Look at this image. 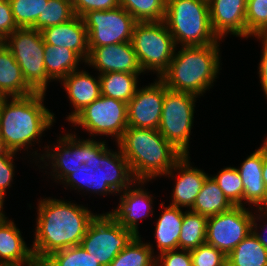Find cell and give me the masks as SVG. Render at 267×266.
Wrapping results in <instances>:
<instances>
[{
    "mask_svg": "<svg viewBox=\"0 0 267 266\" xmlns=\"http://www.w3.org/2000/svg\"><path fill=\"white\" fill-rule=\"evenodd\" d=\"M85 67L84 64L79 70L73 71L59 82L66 93L69 106H72V110L64 119L66 123L101 95L99 74L95 72L93 76L90 74L91 71L86 70L88 67Z\"/></svg>",
    "mask_w": 267,
    "mask_h": 266,
    "instance_id": "d6986e66",
    "label": "cell"
},
{
    "mask_svg": "<svg viewBox=\"0 0 267 266\" xmlns=\"http://www.w3.org/2000/svg\"><path fill=\"white\" fill-rule=\"evenodd\" d=\"M155 266H193L192 257L188 250H171L156 256Z\"/></svg>",
    "mask_w": 267,
    "mask_h": 266,
    "instance_id": "b9f144b4",
    "label": "cell"
},
{
    "mask_svg": "<svg viewBox=\"0 0 267 266\" xmlns=\"http://www.w3.org/2000/svg\"><path fill=\"white\" fill-rule=\"evenodd\" d=\"M17 29L9 0H0V40L4 41Z\"/></svg>",
    "mask_w": 267,
    "mask_h": 266,
    "instance_id": "7bdbcfd3",
    "label": "cell"
},
{
    "mask_svg": "<svg viewBox=\"0 0 267 266\" xmlns=\"http://www.w3.org/2000/svg\"><path fill=\"white\" fill-rule=\"evenodd\" d=\"M199 97L186 92L168 89L165 95L158 131L183 155L190 154L195 122L196 103Z\"/></svg>",
    "mask_w": 267,
    "mask_h": 266,
    "instance_id": "ba28073f",
    "label": "cell"
},
{
    "mask_svg": "<svg viewBox=\"0 0 267 266\" xmlns=\"http://www.w3.org/2000/svg\"><path fill=\"white\" fill-rule=\"evenodd\" d=\"M190 254L193 266H227V256L207 243L191 250Z\"/></svg>",
    "mask_w": 267,
    "mask_h": 266,
    "instance_id": "74e56055",
    "label": "cell"
},
{
    "mask_svg": "<svg viewBox=\"0 0 267 266\" xmlns=\"http://www.w3.org/2000/svg\"><path fill=\"white\" fill-rule=\"evenodd\" d=\"M167 0H120L124 8L137 22L164 21Z\"/></svg>",
    "mask_w": 267,
    "mask_h": 266,
    "instance_id": "1f68e13d",
    "label": "cell"
},
{
    "mask_svg": "<svg viewBox=\"0 0 267 266\" xmlns=\"http://www.w3.org/2000/svg\"><path fill=\"white\" fill-rule=\"evenodd\" d=\"M14 20L19 28H32L43 13L48 0H9Z\"/></svg>",
    "mask_w": 267,
    "mask_h": 266,
    "instance_id": "d590c367",
    "label": "cell"
},
{
    "mask_svg": "<svg viewBox=\"0 0 267 266\" xmlns=\"http://www.w3.org/2000/svg\"><path fill=\"white\" fill-rule=\"evenodd\" d=\"M42 263L45 266H102L80 245L54 252Z\"/></svg>",
    "mask_w": 267,
    "mask_h": 266,
    "instance_id": "e575fe53",
    "label": "cell"
},
{
    "mask_svg": "<svg viewBox=\"0 0 267 266\" xmlns=\"http://www.w3.org/2000/svg\"><path fill=\"white\" fill-rule=\"evenodd\" d=\"M227 266H267V249L251 232L229 253Z\"/></svg>",
    "mask_w": 267,
    "mask_h": 266,
    "instance_id": "f1b7e54d",
    "label": "cell"
},
{
    "mask_svg": "<svg viewBox=\"0 0 267 266\" xmlns=\"http://www.w3.org/2000/svg\"><path fill=\"white\" fill-rule=\"evenodd\" d=\"M256 40L258 42H260L261 44V57L260 60L258 62V66H257V74H258V79L259 82L261 84V91L263 92L262 95L264 96L265 99H267V43L261 38V37H253V40Z\"/></svg>",
    "mask_w": 267,
    "mask_h": 266,
    "instance_id": "7dc6e473",
    "label": "cell"
},
{
    "mask_svg": "<svg viewBox=\"0 0 267 266\" xmlns=\"http://www.w3.org/2000/svg\"><path fill=\"white\" fill-rule=\"evenodd\" d=\"M267 31V0H247L246 40L260 37Z\"/></svg>",
    "mask_w": 267,
    "mask_h": 266,
    "instance_id": "8d00e7d4",
    "label": "cell"
},
{
    "mask_svg": "<svg viewBox=\"0 0 267 266\" xmlns=\"http://www.w3.org/2000/svg\"><path fill=\"white\" fill-rule=\"evenodd\" d=\"M207 220L208 217L204 215L184 211L179 249L191 251L206 243Z\"/></svg>",
    "mask_w": 267,
    "mask_h": 266,
    "instance_id": "f546056e",
    "label": "cell"
},
{
    "mask_svg": "<svg viewBox=\"0 0 267 266\" xmlns=\"http://www.w3.org/2000/svg\"><path fill=\"white\" fill-rule=\"evenodd\" d=\"M86 67L98 74L107 72H125L145 75L136 57L131 42L111 44L100 47H89Z\"/></svg>",
    "mask_w": 267,
    "mask_h": 266,
    "instance_id": "e0dca14e",
    "label": "cell"
},
{
    "mask_svg": "<svg viewBox=\"0 0 267 266\" xmlns=\"http://www.w3.org/2000/svg\"><path fill=\"white\" fill-rule=\"evenodd\" d=\"M224 168L215 174H209L224 195L234 206H243L244 186L239 171L233 165L223 166Z\"/></svg>",
    "mask_w": 267,
    "mask_h": 266,
    "instance_id": "d6a6232c",
    "label": "cell"
},
{
    "mask_svg": "<svg viewBox=\"0 0 267 266\" xmlns=\"http://www.w3.org/2000/svg\"><path fill=\"white\" fill-rule=\"evenodd\" d=\"M261 223V224H260ZM252 233L267 249V207L254 209L252 220Z\"/></svg>",
    "mask_w": 267,
    "mask_h": 266,
    "instance_id": "f6af8a7d",
    "label": "cell"
},
{
    "mask_svg": "<svg viewBox=\"0 0 267 266\" xmlns=\"http://www.w3.org/2000/svg\"><path fill=\"white\" fill-rule=\"evenodd\" d=\"M90 193L91 196L94 195L96 197L118 195L106 182H104L103 169L101 167L96 170L91 168Z\"/></svg>",
    "mask_w": 267,
    "mask_h": 266,
    "instance_id": "ee69618b",
    "label": "cell"
},
{
    "mask_svg": "<svg viewBox=\"0 0 267 266\" xmlns=\"http://www.w3.org/2000/svg\"><path fill=\"white\" fill-rule=\"evenodd\" d=\"M85 62L72 50L45 43L44 66L47 76L56 84ZM82 65V66H81Z\"/></svg>",
    "mask_w": 267,
    "mask_h": 266,
    "instance_id": "484cf974",
    "label": "cell"
},
{
    "mask_svg": "<svg viewBox=\"0 0 267 266\" xmlns=\"http://www.w3.org/2000/svg\"><path fill=\"white\" fill-rule=\"evenodd\" d=\"M108 140L88 138V158L85 165L96 170L102 165V150L107 146Z\"/></svg>",
    "mask_w": 267,
    "mask_h": 266,
    "instance_id": "bcb514c9",
    "label": "cell"
},
{
    "mask_svg": "<svg viewBox=\"0 0 267 266\" xmlns=\"http://www.w3.org/2000/svg\"><path fill=\"white\" fill-rule=\"evenodd\" d=\"M156 256L142 235L131 242L112 260L109 266H155Z\"/></svg>",
    "mask_w": 267,
    "mask_h": 266,
    "instance_id": "4dcf8cb0",
    "label": "cell"
},
{
    "mask_svg": "<svg viewBox=\"0 0 267 266\" xmlns=\"http://www.w3.org/2000/svg\"><path fill=\"white\" fill-rule=\"evenodd\" d=\"M17 225L7 215L0 218V266H32L37 262Z\"/></svg>",
    "mask_w": 267,
    "mask_h": 266,
    "instance_id": "44dd1931",
    "label": "cell"
},
{
    "mask_svg": "<svg viewBox=\"0 0 267 266\" xmlns=\"http://www.w3.org/2000/svg\"><path fill=\"white\" fill-rule=\"evenodd\" d=\"M116 148L107 145L102 150V165L104 182H106L117 194L125 191L136 179L130 169L128 161L122 155L117 144Z\"/></svg>",
    "mask_w": 267,
    "mask_h": 266,
    "instance_id": "d4e9b609",
    "label": "cell"
},
{
    "mask_svg": "<svg viewBox=\"0 0 267 266\" xmlns=\"http://www.w3.org/2000/svg\"><path fill=\"white\" fill-rule=\"evenodd\" d=\"M154 181L136 180L125 191L117 195L118 202L111 211H106L125 229L131 230L136 236L141 235L138 225L146 218L155 217L154 199L156 195L145 186ZM153 216V217H152Z\"/></svg>",
    "mask_w": 267,
    "mask_h": 266,
    "instance_id": "5bb4252c",
    "label": "cell"
},
{
    "mask_svg": "<svg viewBox=\"0 0 267 266\" xmlns=\"http://www.w3.org/2000/svg\"><path fill=\"white\" fill-rule=\"evenodd\" d=\"M254 210L244 206L208 217L206 243L226 256L252 232Z\"/></svg>",
    "mask_w": 267,
    "mask_h": 266,
    "instance_id": "4fadbf2b",
    "label": "cell"
},
{
    "mask_svg": "<svg viewBox=\"0 0 267 266\" xmlns=\"http://www.w3.org/2000/svg\"><path fill=\"white\" fill-rule=\"evenodd\" d=\"M148 85H139L133 98L127 103L128 127L156 129L163 109L165 84L154 78Z\"/></svg>",
    "mask_w": 267,
    "mask_h": 266,
    "instance_id": "9a60e30c",
    "label": "cell"
},
{
    "mask_svg": "<svg viewBox=\"0 0 267 266\" xmlns=\"http://www.w3.org/2000/svg\"><path fill=\"white\" fill-rule=\"evenodd\" d=\"M222 42L220 39L204 46H177L160 79L168 89L205 97L204 94L216 85L223 68Z\"/></svg>",
    "mask_w": 267,
    "mask_h": 266,
    "instance_id": "3957f363",
    "label": "cell"
},
{
    "mask_svg": "<svg viewBox=\"0 0 267 266\" xmlns=\"http://www.w3.org/2000/svg\"><path fill=\"white\" fill-rule=\"evenodd\" d=\"M131 44L144 74L156 78L168 69L177 47L164 21L137 22Z\"/></svg>",
    "mask_w": 267,
    "mask_h": 266,
    "instance_id": "52a82bcc",
    "label": "cell"
},
{
    "mask_svg": "<svg viewBox=\"0 0 267 266\" xmlns=\"http://www.w3.org/2000/svg\"><path fill=\"white\" fill-rule=\"evenodd\" d=\"M264 161V139L262 144L244 161L236 166L241 176L243 191V206L252 209L267 207V192L262 178Z\"/></svg>",
    "mask_w": 267,
    "mask_h": 266,
    "instance_id": "ffe728a7",
    "label": "cell"
},
{
    "mask_svg": "<svg viewBox=\"0 0 267 266\" xmlns=\"http://www.w3.org/2000/svg\"><path fill=\"white\" fill-rule=\"evenodd\" d=\"M65 129L63 130L65 133L61 131L59 136L56 135V141H53V144H44L43 157L39 165H36L39 172H43L44 176L48 175L46 178L56 185H59L69 174L76 172L88 158V138L84 136L81 138L80 133Z\"/></svg>",
    "mask_w": 267,
    "mask_h": 266,
    "instance_id": "9c48e42d",
    "label": "cell"
},
{
    "mask_svg": "<svg viewBox=\"0 0 267 266\" xmlns=\"http://www.w3.org/2000/svg\"><path fill=\"white\" fill-rule=\"evenodd\" d=\"M6 197H4L1 193H0V216H6L7 213H5V202H6Z\"/></svg>",
    "mask_w": 267,
    "mask_h": 266,
    "instance_id": "f907efd6",
    "label": "cell"
},
{
    "mask_svg": "<svg viewBox=\"0 0 267 266\" xmlns=\"http://www.w3.org/2000/svg\"><path fill=\"white\" fill-rule=\"evenodd\" d=\"M46 94L35 92L25 97L3 98L0 106L1 138L12 152H27V163L30 161L34 165H38L43 157L40 143L45 132L57 121L53 110L45 105Z\"/></svg>",
    "mask_w": 267,
    "mask_h": 266,
    "instance_id": "7a4b0ae2",
    "label": "cell"
},
{
    "mask_svg": "<svg viewBox=\"0 0 267 266\" xmlns=\"http://www.w3.org/2000/svg\"><path fill=\"white\" fill-rule=\"evenodd\" d=\"M35 91L27 84L10 49L0 44V95L4 98L25 97Z\"/></svg>",
    "mask_w": 267,
    "mask_h": 266,
    "instance_id": "cb8c5ba5",
    "label": "cell"
},
{
    "mask_svg": "<svg viewBox=\"0 0 267 266\" xmlns=\"http://www.w3.org/2000/svg\"><path fill=\"white\" fill-rule=\"evenodd\" d=\"M3 98L4 97L0 95V106H1V102H2Z\"/></svg>",
    "mask_w": 267,
    "mask_h": 266,
    "instance_id": "db71d44e",
    "label": "cell"
},
{
    "mask_svg": "<svg viewBox=\"0 0 267 266\" xmlns=\"http://www.w3.org/2000/svg\"><path fill=\"white\" fill-rule=\"evenodd\" d=\"M20 154L16 155H3L0 156V193L5 197L7 196V191L12 188V184H14L15 170H17V166L15 164L16 159H24L26 160L28 157L23 155L22 158L17 157ZM15 160V161H14Z\"/></svg>",
    "mask_w": 267,
    "mask_h": 266,
    "instance_id": "ab89813d",
    "label": "cell"
},
{
    "mask_svg": "<svg viewBox=\"0 0 267 266\" xmlns=\"http://www.w3.org/2000/svg\"><path fill=\"white\" fill-rule=\"evenodd\" d=\"M68 125L75 130L70 129L71 132L80 129L81 133H86L90 139H111L116 144L128 127L127 103L100 95L78 112Z\"/></svg>",
    "mask_w": 267,
    "mask_h": 266,
    "instance_id": "8992f818",
    "label": "cell"
},
{
    "mask_svg": "<svg viewBox=\"0 0 267 266\" xmlns=\"http://www.w3.org/2000/svg\"><path fill=\"white\" fill-rule=\"evenodd\" d=\"M208 2L211 26L217 37L223 41L229 35L246 40L247 0H208Z\"/></svg>",
    "mask_w": 267,
    "mask_h": 266,
    "instance_id": "ac0fdd59",
    "label": "cell"
},
{
    "mask_svg": "<svg viewBox=\"0 0 267 266\" xmlns=\"http://www.w3.org/2000/svg\"><path fill=\"white\" fill-rule=\"evenodd\" d=\"M3 43L10 49L21 68L27 84L35 91L46 93L53 82L44 66L45 43L40 30L19 28Z\"/></svg>",
    "mask_w": 267,
    "mask_h": 266,
    "instance_id": "30bf717a",
    "label": "cell"
},
{
    "mask_svg": "<svg viewBox=\"0 0 267 266\" xmlns=\"http://www.w3.org/2000/svg\"><path fill=\"white\" fill-rule=\"evenodd\" d=\"M38 198L33 229L32 250L37 262L52 253L80 245L90 222L98 214L75 200L52 196Z\"/></svg>",
    "mask_w": 267,
    "mask_h": 266,
    "instance_id": "6da1fadb",
    "label": "cell"
},
{
    "mask_svg": "<svg viewBox=\"0 0 267 266\" xmlns=\"http://www.w3.org/2000/svg\"><path fill=\"white\" fill-rule=\"evenodd\" d=\"M91 167L81 164L76 172L69 174L61 183L62 187L70 192L74 191L83 196H90Z\"/></svg>",
    "mask_w": 267,
    "mask_h": 266,
    "instance_id": "f35d334b",
    "label": "cell"
},
{
    "mask_svg": "<svg viewBox=\"0 0 267 266\" xmlns=\"http://www.w3.org/2000/svg\"><path fill=\"white\" fill-rule=\"evenodd\" d=\"M101 95L128 103L141 84L138 74L107 72L99 74ZM140 80V81H139Z\"/></svg>",
    "mask_w": 267,
    "mask_h": 266,
    "instance_id": "83f0119b",
    "label": "cell"
},
{
    "mask_svg": "<svg viewBox=\"0 0 267 266\" xmlns=\"http://www.w3.org/2000/svg\"><path fill=\"white\" fill-rule=\"evenodd\" d=\"M88 47L131 42L137 21L121 6L105 11H88L83 16Z\"/></svg>",
    "mask_w": 267,
    "mask_h": 266,
    "instance_id": "7c38bea8",
    "label": "cell"
},
{
    "mask_svg": "<svg viewBox=\"0 0 267 266\" xmlns=\"http://www.w3.org/2000/svg\"><path fill=\"white\" fill-rule=\"evenodd\" d=\"M260 37L267 43V31Z\"/></svg>",
    "mask_w": 267,
    "mask_h": 266,
    "instance_id": "816d5d0a",
    "label": "cell"
},
{
    "mask_svg": "<svg viewBox=\"0 0 267 266\" xmlns=\"http://www.w3.org/2000/svg\"><path fill=\"white\" fill-rule=\"evenodd\" d=\"M46 44L74 51L84 62L89 55L88 33L83 18L74 16L70 21L41 30Z\"/></svg>",
    "mask_w": 267,
    "mask_h": 266,
    "instance_id": "603a6c76",
    "label": "cell"
},
{
    "mask_svg": "<svg viewBox=\"0 0 267 266\" xmlns=\"http://www.w3.org/2000/svg\"><path fill=\"white\" fill-rule=\"evenodd\" d=\"M116 144L136 180L160 179L184 156L156 129L127 127Z\"/></svg>",
    "mask_w": 267,
    "mask_h": 266,
    "instance_id": "277c9868",
    "label": "cell"
},
{
    "mask_svg": "<svg viewBox=\"0 0 267 266\" xmlns=\"http://www.w3.org/2000/svg\"><path fill=\"white\" fill-rule=\"evenodd\" d=\"M75 16L72 2L69 0H48L32 27L34 30H43L50 26L70 21Z\"/></svg>",
    "mask_w": 267,
    "mask_h": 266,
    "instance_id": "836d02e7",
    "label": "cell"
},
{
    "mask_svg": "<svg viewBox=\"0 0 267 266\" xmlns=\"http://www.w3.org/2000/svg\"><path fill=\"white\" fill-rule=\"evenodd\" d=\"M264 161L262 167V178L267 192V136H264Z\"/></svg>",
    "mask_w": 267,
    "mask_h": 266,
    "instance_id": "c3c4849f",
    "label": "cell"
},
{
    "mask_svg": "<svg viewBox=\"0 0 267 266\" xmlns=\"http://www.w3.org/2000/svg\"><path fill=\"white\" fill-rule=\"evenodd\" d=\"M135 236L131 230L125 229L107 212L98 211L90 222L80 246L102 266H109Z\"/></svg>",
    "mask_w": 267,
    "mask_h": 266,
    "instance_id": "8fae6325",
    "label": "cell"
},
{
    "mask_svg": "<svg viewBox=\"0 0 267 266\" xmlns=\"http://www.w3.org/2000/svg\"><path fill=\"white\" fill-rule=\"evenodd\" d=\"M76 16L82 17L88 11H105L120 6V0H72Z\"/></svg>",
    "mask_w": 267,
    "mask_h": 266,
    "instance_id": "60d3db41",
    "label": "cell"
},
{
    "mask_svg": "<svg viewBox=\"0 0 267 266\" xmlns=\"http://www.w3.org/2000/svg\"><path fill=\"white\" fill-rule=\"evenodd\" d=\"M164 22L176 46H204L218 42L208 0H167Z\"/></svg>",
    "mask_w": 267,
    "mask_h": 266,
    "instance_id": "5b68a950",
    "label": "cell"
},
{
    "mask_svg": "<svg viewBox=\"0 0 267 266\" xmlns=\"http://www.w3.org/2000/svg\"><path fill=\"white\" fill-rule=\"evenodd\" d=\"M190 155H184L162 178L173 180L170 205L190 210L209 176L204 169L194 166ZM171 178V179H170Z\"/></svg>",
    "mask_w": 267,
    "mask_h": 266,
    "instance_id": "2e32d148",
    "label": "cell"
},
{
    "mask_svg": "<svg viewBox=\"0 0 267 266\" xmlns=\"http://www.w3.org/2000/svg\"><path fill=\"white\" fill-rule=\"evenodd\" d=\"M17 153L12 152L8 146L6 145L5 141L0 136V156L3 155H16Z\"/></svg>",
    "mask_w": 267,
    "mask_h": 266,
    "instance_id": "681fc988",
    "label": "cell"
},
{
    "mask_svg": "<svg viewBox=\"0 0 267 266\" xmlns=\"http://www.w3.org/2000/svg\"><path fill=\"white\" fill-rule=\"evenodd\" d=\"M158 205H160L159 210L161 208L162 210L159 217L157 214L155 218V228L153 229L155 239L153 242L146 241L155 256L166 251L179 249V237L185 210L170 204L166 205L164 201H161Z\"/></svg>",
    "mask_w": 267,
    "mask_h": 266,
    "instance_id": "7402d4cb",
    "label": "cell"
},
{
    "mask_svg": "<svg viewBox=\"0 0 267 266\" xmlns=\"http://www.w3.org/2000/svg\"><path fill=\"white\" fill-rule=\"evenodd\" d=\"M233 207L234 205L228 200L223 191L219 188V185L209 175L190 211L210 217L226 212Z\"/></svg>",
    "mask_w": 267,
    "mask_h": 266,
    "instance_id": "4316f807",
    "label": "cell"
},
{
    "mask_svg": "<svg viewBox=\"0 0 267 266\" xmlns=\"http://www.w3.org/2000/svg\"><path fill=\"white\" fill-rule=\"evenodd\" d=\"M32 266H45L42 262H36L34 265Z\"/></svg>",
    "mask_w": 267,
    "mask_h": 266,
    "instance_id": "f5cc1de1",
    "label": "cell"
}]
</instances>
